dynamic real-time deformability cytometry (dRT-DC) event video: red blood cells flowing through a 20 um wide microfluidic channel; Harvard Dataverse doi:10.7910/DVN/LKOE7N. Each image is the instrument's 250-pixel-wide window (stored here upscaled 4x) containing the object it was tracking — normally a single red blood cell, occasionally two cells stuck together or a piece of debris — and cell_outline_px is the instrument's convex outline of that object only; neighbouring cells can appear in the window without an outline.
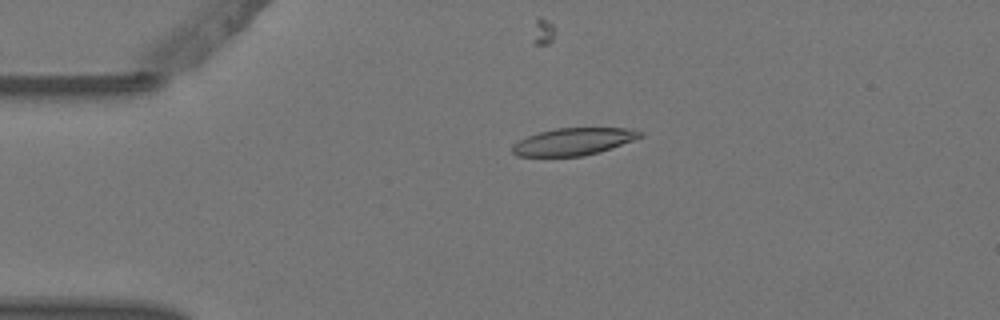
{"species": "Egyptian fruit bat (a non-hibernating species)", "species_latin": "Rousettus aegyptiacus", "temperature_condition": "warm", "stored_images_in_passage": 4, "camera_frame_rate_fps": 3000, "um_per_image_px": 0.085, "animal": {"sex": "female"}, "frame": {"image": 1, "passage_image": 1, "time_ms": 0.0, "image_size_px": [1000, 320], "cell_outline_px": [[644, 136], [600, 152], [584, 156], [516, 156], [512, 152], [512, 144], [528, 136], [540, 132], [556, 128], [624, 128], [644, 132]], "centroid_in_image_um": [48.75, 12.04], "position_along_channel_um": 36.3, "area_um2": 20.17}}